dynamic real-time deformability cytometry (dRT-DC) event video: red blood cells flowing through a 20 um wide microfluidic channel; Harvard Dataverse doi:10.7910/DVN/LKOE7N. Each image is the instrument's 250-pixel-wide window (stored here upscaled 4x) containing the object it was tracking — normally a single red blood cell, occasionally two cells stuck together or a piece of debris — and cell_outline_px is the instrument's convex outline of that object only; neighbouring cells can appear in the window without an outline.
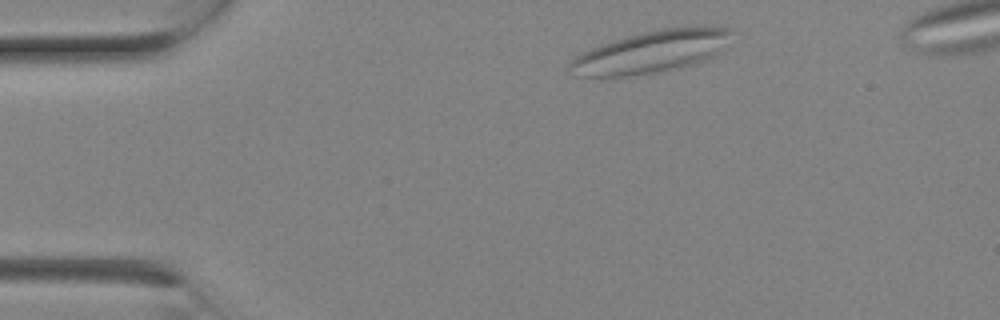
{"species": "Egyptian fruit bat (a non-hibernating species)", "species_latin": "Rousettus aegyptiacus", "temperature_condition": "room temperature", "stored_images_in_passage": 5, "camera_frame_rate_fps": 3000, "um_per_image_px": 0.085, "animal": {"sex": "female"}, "frame": {"image": 1, "passage_image": 1, "time_ms": 0.0, "image_size_px": [1000, 320], "cell_outline_px": [[732, 32], [716, 52], [712, 56], [704, 60], [692, 64], [676, 68], [628, 76], [584, 76], [568, 64], [576, 56], [592, 48], [612, 40], [624, 36], [664, 28], [728, 28]], "centroid_in_image_um": [55.31, 4.4], "position_along_channel_um": 29.7, "area_um2": 37.8}}